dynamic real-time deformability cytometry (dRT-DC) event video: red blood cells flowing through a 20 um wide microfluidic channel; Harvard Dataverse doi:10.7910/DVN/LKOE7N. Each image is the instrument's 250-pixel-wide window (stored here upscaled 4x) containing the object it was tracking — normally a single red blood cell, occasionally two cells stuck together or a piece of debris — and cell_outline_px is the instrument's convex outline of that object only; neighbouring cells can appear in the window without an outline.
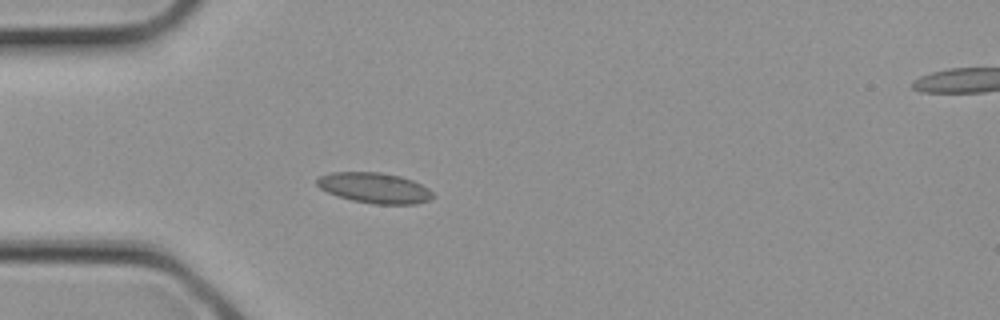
{"species": "common noctule bat (a hibernating species)", "species_latin": "Nyctalus noctula", "temperature_condition": "cold", "stored_images_in_passage": 4, "segment_of_instrument_passage": [1, 2], "camera_frame_rate_fps": 3000, "um_per_image_px": 0.085, "animal": {"sex": "female", "body_mass_g": 21.9}, "frame": {"image": 1, "passage_image": 3, "time_ms": 0.667, "image_size_px": [1000, 320], "cell_outline_px": [[436, 196], [428, 200], [416, 204], [376, 204], [352, 200], [336, 196], [320, 188], [316, 184], [316, 180], [320, 176], [332, 172], [380, 172], [400, 176], [412, 180], [428, 188]], "centroid_in_image_um": [31.83, 15.97], "position_along_channel_um": 53.2, "area_um2": 20.58}}